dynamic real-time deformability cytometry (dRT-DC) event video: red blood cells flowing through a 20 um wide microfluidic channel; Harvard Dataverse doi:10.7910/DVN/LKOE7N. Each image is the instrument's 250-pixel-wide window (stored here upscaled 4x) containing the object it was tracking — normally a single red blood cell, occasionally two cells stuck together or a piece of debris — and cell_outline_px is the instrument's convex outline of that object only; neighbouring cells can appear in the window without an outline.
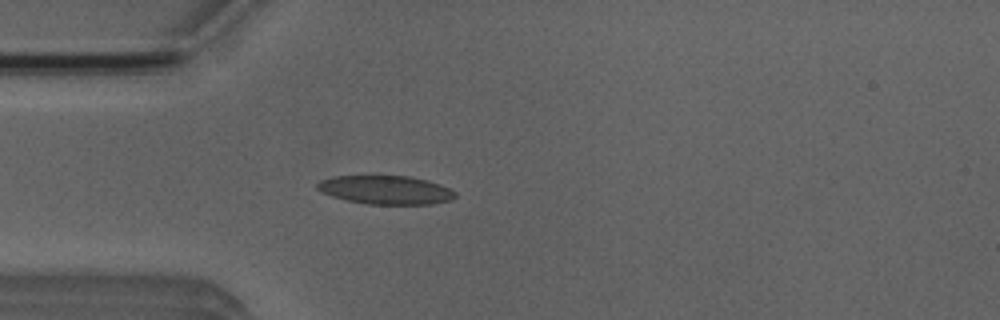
{"species": "Egyptian fruit bat (a non-hibernating species)", "species_latin": "Rousettus aegyptiacus", "temperature_condition": "room temperature", "stored_images_in_passage": 3, "camera_frame_rate_fps": 3000, "um_per_image_px": 0.085, "animal": {"sex": "male"}, "frame": {"image": 1, "passage_image": 3, "time_ms": 2.333, "image_size_px": [1000, 320], "cell_outline_px": [[456, 196], [452, 200], [432, 204], [368, 204], [348, 200], [332, 196], [320, 192], [316, 188], [316, 184], [320, 180], [336, 176], [408, 176], [428, 180], [440, 184], [456, 192]], "centroid_in_image_um": [32.79, 16.14], "position_along_channel_um": 52.2, "area_um2": 23.0}}